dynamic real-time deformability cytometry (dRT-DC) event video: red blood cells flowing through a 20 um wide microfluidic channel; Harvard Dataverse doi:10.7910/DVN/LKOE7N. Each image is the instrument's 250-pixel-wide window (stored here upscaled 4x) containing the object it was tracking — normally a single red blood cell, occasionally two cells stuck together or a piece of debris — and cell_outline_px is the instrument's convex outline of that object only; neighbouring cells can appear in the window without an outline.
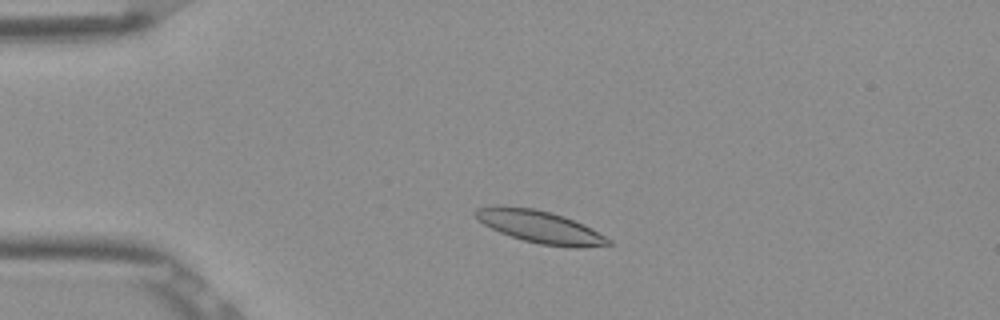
{"species": "Egyptian fruit bat (a non-hibernating species)", "species_latin": "Rousettus aegyptiacus", "temperature_condition": "room temperature", "stored_images_in_passage": 2, "camera_frame_rate_fps": 3000, "um_per_image_px": 0.085, "frame": {"image": 1, "passage_image": 2, "time_ms": 0.333, "image_size_px": [1000, 320], "cell_outline_px": [[612, 244], [576, 248], [540, 244], [524, 240], [500, 232], [484, 224], [472, 212], [476, 208], [504, 204], [532, 208], [564, 216], [584, 224], [612, 240]], "centroid_in_image_um": [45.89, 19.26], "position_along_channel_um": 39.1, "area_um2": 24.97}}